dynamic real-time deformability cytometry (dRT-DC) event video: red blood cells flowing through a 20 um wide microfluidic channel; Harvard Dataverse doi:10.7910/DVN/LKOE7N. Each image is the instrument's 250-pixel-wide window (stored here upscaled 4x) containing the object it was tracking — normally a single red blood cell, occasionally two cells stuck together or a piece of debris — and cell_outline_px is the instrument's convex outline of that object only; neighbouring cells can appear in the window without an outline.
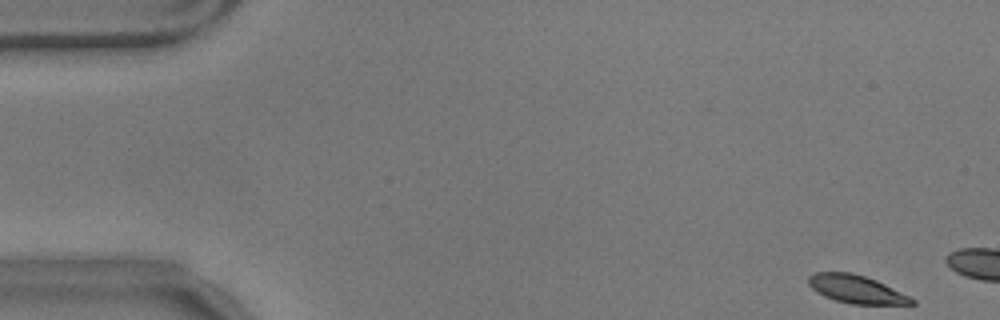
{"species": "common noctule bat (a hibernating species)", "species_latin": "Nyctalus noctula", "temperature_condition": "warm", "stored_images_in_passage": 9, "camera_frame_rate_fps": 3000, "um_per_image_px": 0.085, "animal": {"sex": "male", "body_mass_g": 17.9}, "frame": {"image": 1, "passage_image": 1, "time_ms": 0.0, "image_size_px": [1000, 320], "cell_outline_px": [[916, 304], [852, 304], [836, 300], [824, 296], [816, 292], [808, 284], [808, 276], [816, 272], [852, 272], [876, 280], [916, 300]], "centroid_in_image_um": [72.75, 24.58], "position_along_channel_um": 12.2, "area_um2": 16.7}}